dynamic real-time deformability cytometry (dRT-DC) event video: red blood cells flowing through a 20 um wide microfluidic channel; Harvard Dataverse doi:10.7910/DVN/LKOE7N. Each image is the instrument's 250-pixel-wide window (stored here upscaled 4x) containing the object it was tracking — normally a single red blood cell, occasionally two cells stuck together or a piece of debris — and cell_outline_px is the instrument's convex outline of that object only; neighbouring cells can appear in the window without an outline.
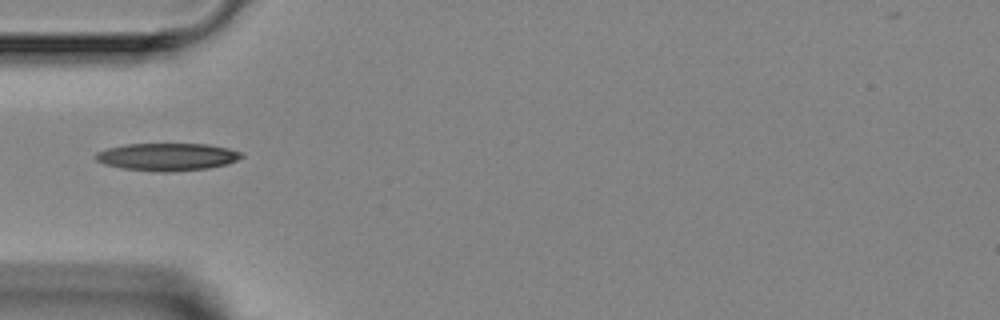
{"species": "Egyptian fruit bat (a non-hibernating species)", "species_latin": "Rousettus aegyptiacus", "temperature_condition": "room temperature", "stored_images_in_passage": 2, "camera_frame_rate_fps": 3000, "um_per_image_px": 0.085, "animal": {"sex": "female"}, "frame": {"image": 1, "passage_image": 1, "time_ms": 0.0, "image_size_px": [1000, 320], "cell_outline_px": [[244, 156], [228, 164], [208, 168], [168, 172], [164, 172], [124, 168], [104, 164], [96, 160], [92, 156], [96, 152], [108, 148], [124, 144], [208, 144], [228, 148], [240, 152]], "centroid_in_image_um": [14.2, 13.32], "position_along_channel_um": 70.8, "area_um2": 23.35}}
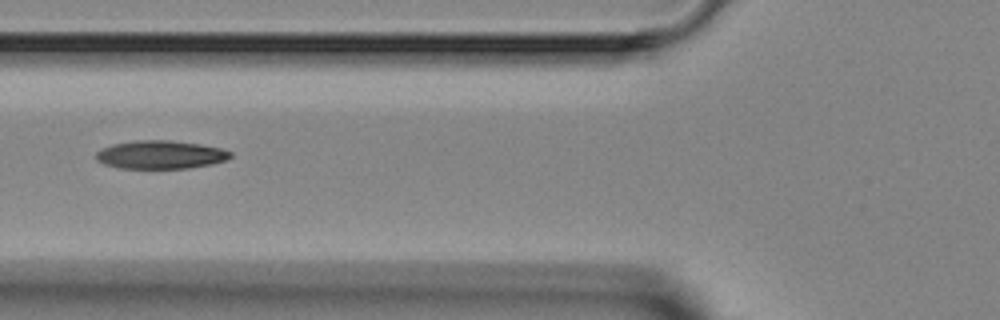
{"frame": {"image": 2, "passage_image": 2, "time_ms": 1.0, "image_size_px": [1000, 320], "cell_outline_px": [[232, 156], [224, 160], [212, 164], [188, 168], [120, 168], [104, 164], [96, 160], [96, 152], [100, 148], [112, 144], [136, 140], [172, 140], [200, 144], [220, 148], [232, 152]], "centroid_in_image_um": [13.61, 13.14], "position_along_channel_um": 112.2, "area_um2": 22.2}}